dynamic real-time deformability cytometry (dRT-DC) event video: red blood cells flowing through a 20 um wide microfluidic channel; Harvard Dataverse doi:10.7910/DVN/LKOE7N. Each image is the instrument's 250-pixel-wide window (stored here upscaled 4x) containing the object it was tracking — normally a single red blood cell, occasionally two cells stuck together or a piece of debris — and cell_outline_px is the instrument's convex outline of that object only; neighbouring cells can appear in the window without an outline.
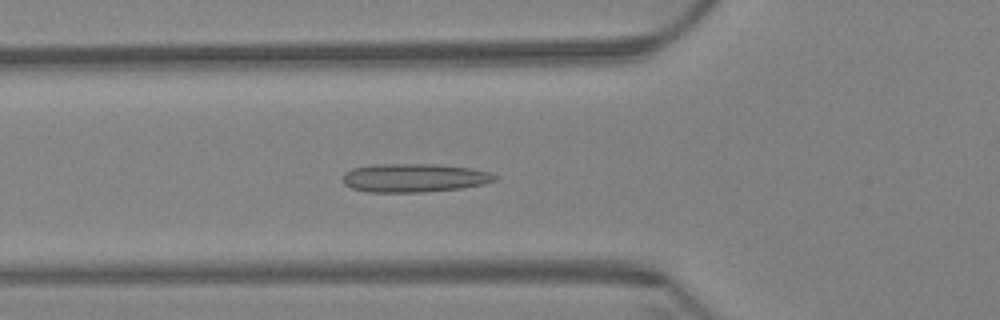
{"species": "Egyptian fruit bat (a non-hibernating species)", "species_latin": "Rousettus aegyptiacus", "temperature_condition": "warm", "stored_images_in_passage": 61, "camera_frame_rate_fps": 3000, "um_per_image_px": 0.085, "animal": {"sex": "female"}, "frame": {"image": 1, "passage_image": 21, "time_ms": 6.667, "image_size_px": [1000, 320], "cell_outline_px": [[500, 176], [496, 180], [484, 184], [460, 188], [424, 192], [368, 192], [352, 188], [344, 184], [344, 172], [352, 168], [376, 164], [436, 164], [472, 168], [492, 172]], "centroid_in_image_um": [35.25, 15.11], "position_along_channel_um": 90.5, "area_um2": 25.49}}
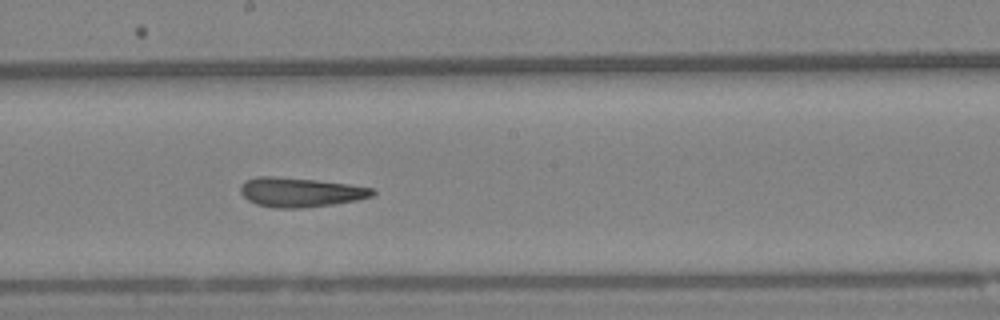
{"frame": {"image": 2, "passage_image": 33, "time_ms": 10.667, "image_size_px": [1000, 320], "cell_outline_px": [[376, 192], [372, 196], [356, 200], [332, 204], [304, 208], [272, 208], [256, 204], [248, 200], [240, 192], [240, 184], [244, 180], [256, 176], [272, 176], [316, 180], [348, 184], [376, 188]], "centroid_in_image_um": [25.5, 16.33], "position_along_channel_um": 222.7, "area_um2": 22.77}}
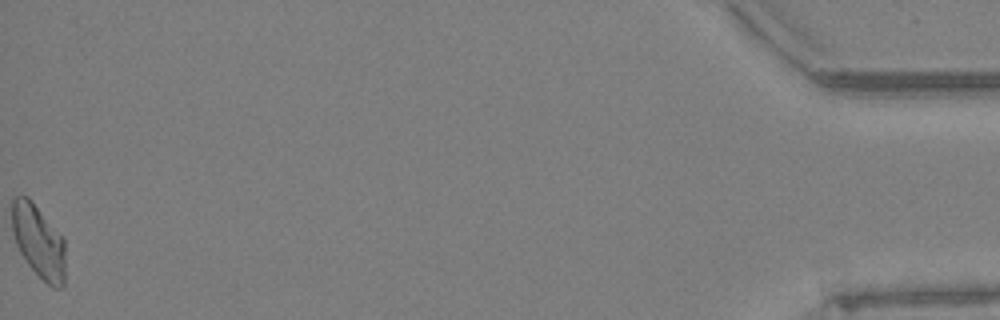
{"frame": {"image": 3, "passage_image": 61, "time_ms": 20.0, "image_size_px": [1000, 320], "cell_outline_px": [[64, 284], [60, 288], [52, 288], [28, 264], [20, 252], [16, 244], [12, 232], [12, 200], [16, 196], [28, 196], [32, 200], [64, 240]], "centroid_in_image_um": [3.26, 20.51], "position_along_channel_um": 431.9, "area_um2": 22.43}, "authors_computed_cell_mechanics": {"area_um2": 22.9466, "velocity_mm_per_s": 3.3172, "shape_relaxation_time_tau1_ms": null, "shape_relaxation_time_tau2_ms": 4.7945, "deformation_change_tau1": null, "deformation_change_tau2": 0.1192}}